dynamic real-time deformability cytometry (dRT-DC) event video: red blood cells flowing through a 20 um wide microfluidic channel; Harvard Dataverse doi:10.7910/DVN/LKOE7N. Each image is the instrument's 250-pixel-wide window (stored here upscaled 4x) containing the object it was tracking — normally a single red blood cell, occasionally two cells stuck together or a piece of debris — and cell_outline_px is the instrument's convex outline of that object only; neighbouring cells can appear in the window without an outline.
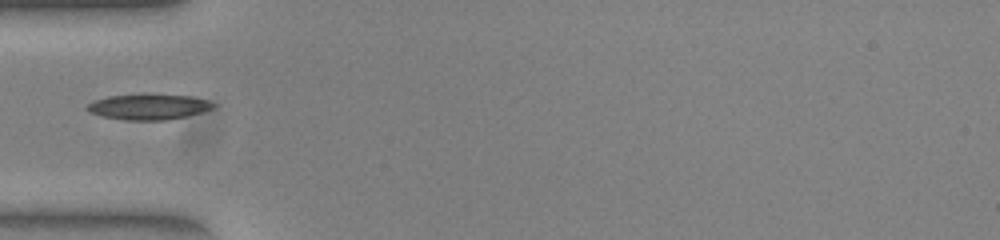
{"species": "common noctule bat (a hibernating species)", "species_latin": "Nyctalus noctula", "temperature_condition": "warm", "stored_images_in_passage": 36, "camera_frame_rate_fps": 3000, "um_per_image_px": 0.085, "animal": {"sex": "female", "body_mass_g": 23.0, "forearm_length_mm": 53.4}, "frame": {"image": 1, "passage_image": 1, "time_ms": 0.0, "image_size_px": [1000, 240], "cell_outline_px": [[216, 104], [212, 108], [200, 112], [168, 120], [124, 120], [100, 116], [84, 108], [88, 104], [96, 100], [108, 96], [192, 96], [208, 100]], "centroid_in_image_um": [12.62, 9.11], "position_along_channel_um": 72.4, "area_um2": 18.03}}
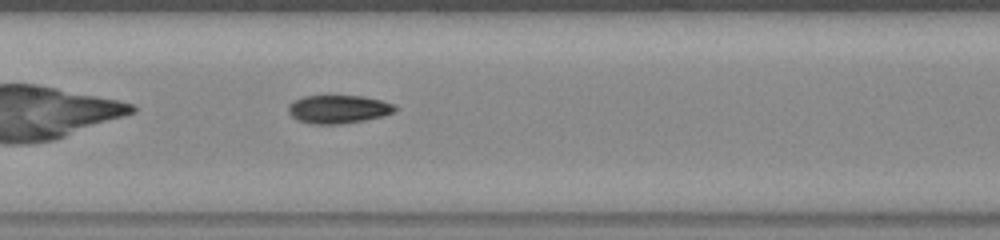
{"frame": {"image": 2, "passage_image": 9, "time_ms": 2.667, "image_size_px": [1000, 240], "cell_outline_px": [[396, 108], [392, 112], [380, 116], [364, 120], [340, 124], [312, 124], [296, 120], [288, 112], [288, 104], [292, 100], [304, 96], [364, 96], [380, 100], [392, 104]], "centroid_in_image_um": [28.67, 9.28], "position_along_channel_um": 178.7, "area_um2": 17.46}}
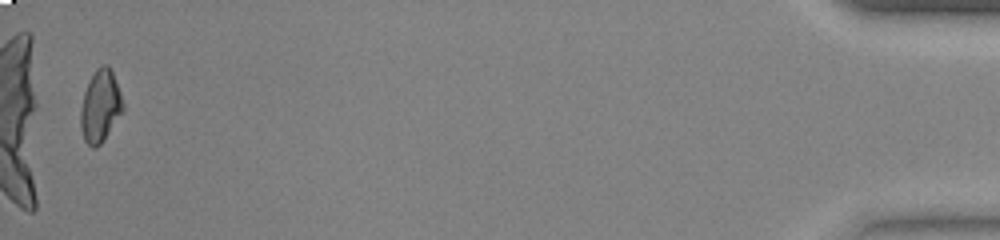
{"frame": {"image": 3, "passage_image": 35, "time_ms": 11.333, "image_size_px": [1000, 240], "cell_outline_px": [[124, 108], [100, 144], [96, 148], [92, 148], [84, 140], [80, 128], [80, 108], [84, 92], [96, 68], [100, 64], [108, 64], [112, 72], [120, 92], [124, 104]], "centroid_in_image_um": [8.5, 9.01], "position_along_channel_um": 426.7, "area_um2": 17.57}}